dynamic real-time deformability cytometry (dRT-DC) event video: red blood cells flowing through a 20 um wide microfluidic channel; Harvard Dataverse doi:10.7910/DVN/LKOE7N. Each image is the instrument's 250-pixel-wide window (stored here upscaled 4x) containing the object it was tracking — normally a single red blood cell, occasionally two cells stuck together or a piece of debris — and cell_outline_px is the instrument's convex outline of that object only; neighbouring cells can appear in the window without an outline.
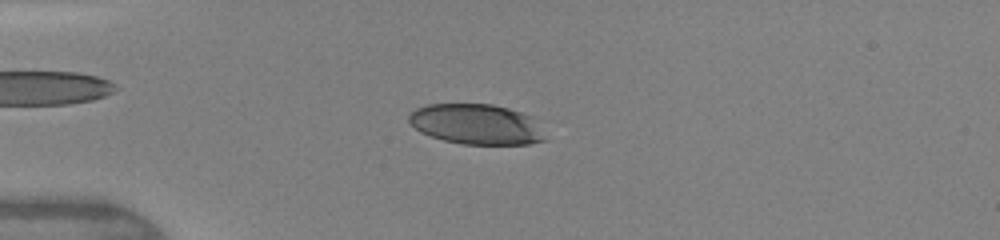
{"species": "human", "species_latin": "Homo sapiens", "temperature_condition": "warm", "stored_images_in_passage": 46, "camera_frame_rate_fps": 3000, "um_per_image_px": 0.085, "donor": {"sex": "female"}, "frame": {"image": 1, "passage_image": 12, "time_ms": 3.667, "image_size_px": [1000, 240], "cell_outline_px": [[548, 140], [528, 144], [460, 144], [444, 140], [420, 132], [408, 120], [408, 116], [416, 108], [428, 104], [492, 104], [508, 108], [532, 116]], "centroid_in_image_um": [40.51, 10.56], "position_along_channel_um": 44.5, "area_um2": 31.96}}
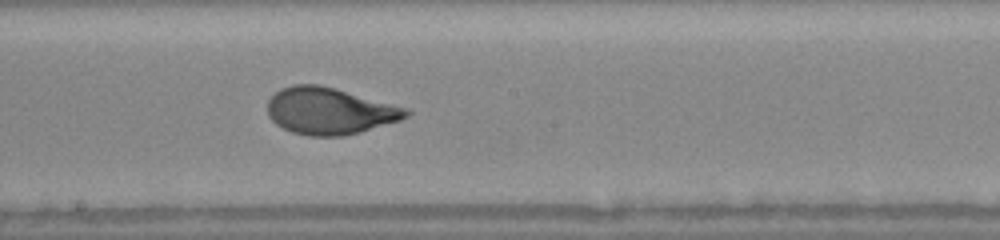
{"frame": {"image": 2, "passage_image": 26, "time_ms": 8.333, "image_size_px": [1000, 240], "cell_outline_px": [[412, 112], [408, 116], [400, 120], [360, 132], [344, 136], [308, 136], [292, 132], [276, 124], [268, 116], [268, 100], [280, 88], [292, 84], [316, 84], [336, 88], [408, 108]], "centroid_in_image_um": [28.02, 9.43], "position_along_channel_um": 220.2, "area_um2": 37.86}}
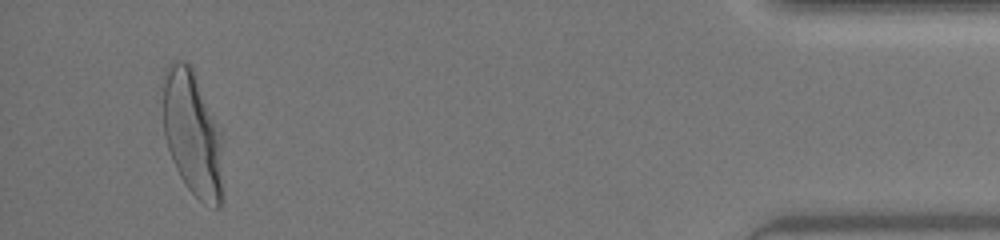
{"frame": {"image": 3, "passage_image": 44, "time_ms": 14.333, "image_size_px": [1000, 240], "cell_outline_px": [[220, 208], [216, 208], [204, 204], [188, 188], [180, 176], [172, 160], [164, 136], [164, 84], [168, 64], [176, 60], [184, 60], [192, 68], [220, 128]], "centroid_in_image_um": [16.33, 11.33], "position_along_channel_um": 418.9, "area_um2": 42.6}, "authors_computed_cell_mechanics": {"area_um2": 37.0498, "velocity_mm_per_s": 4.3661, "shape_relaxation_time_tau1_ms": 3.422, "shape_relaxation_time_tau2_ms": null, "deformation_change_tau1": 0.1693, "deformation_change_tau2": null}}